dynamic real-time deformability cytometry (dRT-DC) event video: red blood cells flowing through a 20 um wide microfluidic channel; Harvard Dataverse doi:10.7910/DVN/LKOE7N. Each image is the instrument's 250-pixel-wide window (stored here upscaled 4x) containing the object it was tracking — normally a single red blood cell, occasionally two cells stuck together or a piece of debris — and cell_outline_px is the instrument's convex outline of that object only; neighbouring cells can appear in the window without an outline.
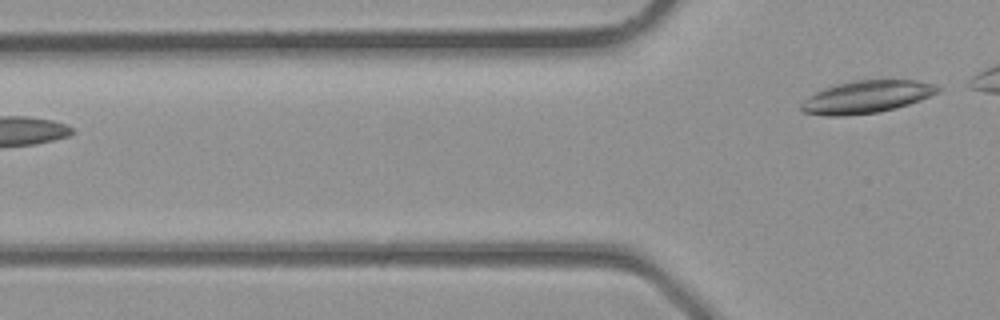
{"species": "common noctule bat (a hibernating species)", "species_latin": "Nyctalus noctula", "temperature_condition": "room temperature", "stored_images_in_passage": 2, "camera_frame_rate_fps": 3000, "um_per_image_px": 0.085, "animal": {"sex": "male", "body_mass_g": 23.1, "forearm_length_mm": 52.7}, "frame": {"image": 1, "passage_image": 2, "time_ms": 0.333, "image_size_px": [1000, 320], "cell_outline_px": [[940, 92], [920, 100], [896, 108], [876, 112], [844, 116], [824, 116], [804, 112], [800, 108], [800, 104], [808, 96], [824, 88], [848, 80], [912, 80], [936, 84], [940, 88]], "centroid_in_image_um": [73.64, 8.23], "position_along_channel_um": 52.2, "area_um2": 25.89}}